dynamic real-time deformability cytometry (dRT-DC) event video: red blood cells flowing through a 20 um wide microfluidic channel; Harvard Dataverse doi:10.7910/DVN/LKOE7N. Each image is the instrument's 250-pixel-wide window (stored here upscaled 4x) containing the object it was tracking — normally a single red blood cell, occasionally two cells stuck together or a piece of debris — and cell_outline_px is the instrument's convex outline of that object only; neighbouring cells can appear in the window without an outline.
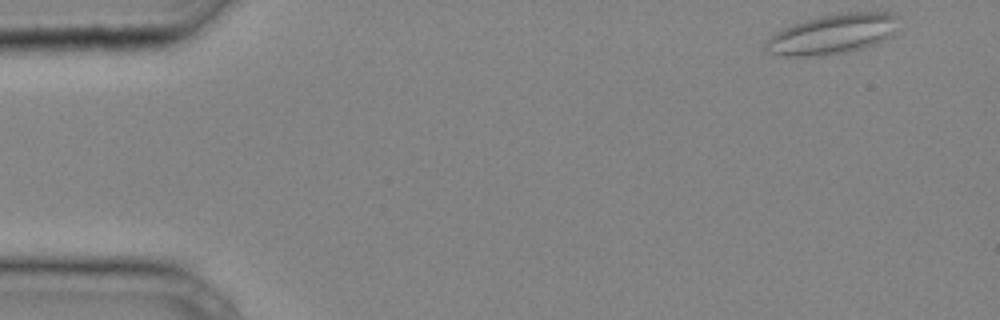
{"species": "common noctule bat (a hibernating species)", "species_latin": "Nyctalus noctula", "temperature_condition": "cold", "stored_images_in_passage": 33, "camera_frame_rate_fps": 3000, "um_per_image_px": 0.085, "animal": {"sex": "male", "body_mass_g": 20.4}, "frame": {"image": 1, "passage_image": 1, "time_ms": 0.0, "image_size_px": [1000, 320], "cell_outline_px": [[900, 28], [892, 36], [876, 44], [848, 52], [820, 56], [784, 56], [772, 52], [764, 48], [764, 40], [768, 36], [792, 24], [804, 20], [840, 12], [892, 12], [900, 16]], "centroid_in_image_um": [70.84, 2.88], "position_along_channel_um": 14.2, "area_um2": 31.56}}
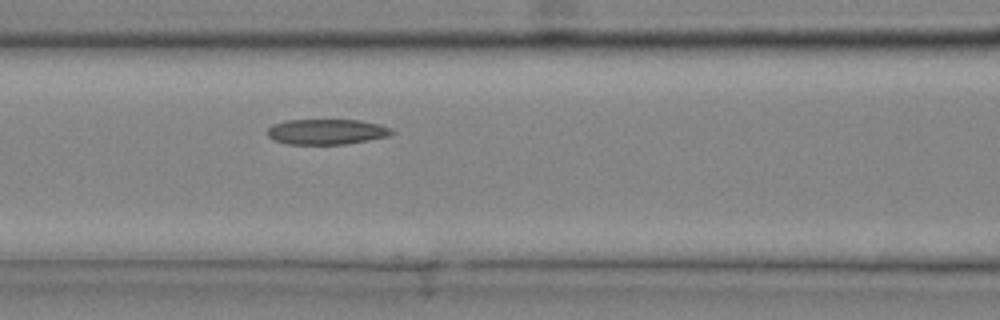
{"frame": {"image": 2, "passage_image": 15, "time_ms": 4.667, "image_size_px": [1000, 320], "cell_outline_px": [[392, 132], [388, 136], [348, 144], [288, 144], [276, 140], [268, 136], [268, 128], [272, 124], [288, 120], [360, 120], [392, 128]], "centroid_in_image_um": [27.75, 11.2], "position_along_channel_um": 138.9, "area_um2": 18.21}}